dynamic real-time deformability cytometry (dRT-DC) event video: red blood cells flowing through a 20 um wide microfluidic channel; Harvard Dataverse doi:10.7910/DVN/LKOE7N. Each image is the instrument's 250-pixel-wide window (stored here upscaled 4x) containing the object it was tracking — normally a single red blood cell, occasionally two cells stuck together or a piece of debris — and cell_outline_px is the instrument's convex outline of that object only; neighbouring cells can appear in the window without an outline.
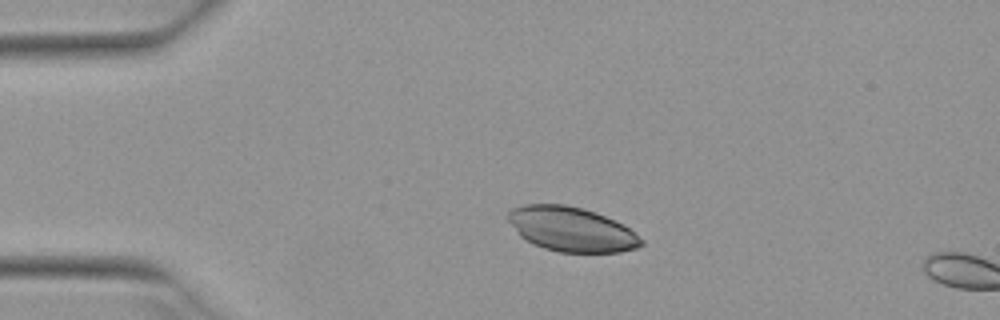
{"species": "Egyptian fruit bat (a non-hibernating species)", "species_latin": "Rousettus aegyptiacus", "temperature_condition": "warm", "stored_images_in_passage": 13, "camera_frame_rate_fps": 3000, "um_per_image_px": 0.085, "animal": {"sex": "female"}, "frame": {"image": 1, "passage_image": 10, "time_ms": 3.0, "image_size_px": [1000, 320], "cell_outline_px": [[644, 244], [636, 248], [620, 252], [560, 252], [544, 248], [532, 244], [520, 236], [508, 220], [508, 212], [512, 208], [524, 204], [564, 204], [580, 208], [604, 216], [628, 228], [644, 240]], "centroid_in_image_um": [48.54, 19.49], "position_along_channel_um": 36.5, "area_um2": 34.16}}